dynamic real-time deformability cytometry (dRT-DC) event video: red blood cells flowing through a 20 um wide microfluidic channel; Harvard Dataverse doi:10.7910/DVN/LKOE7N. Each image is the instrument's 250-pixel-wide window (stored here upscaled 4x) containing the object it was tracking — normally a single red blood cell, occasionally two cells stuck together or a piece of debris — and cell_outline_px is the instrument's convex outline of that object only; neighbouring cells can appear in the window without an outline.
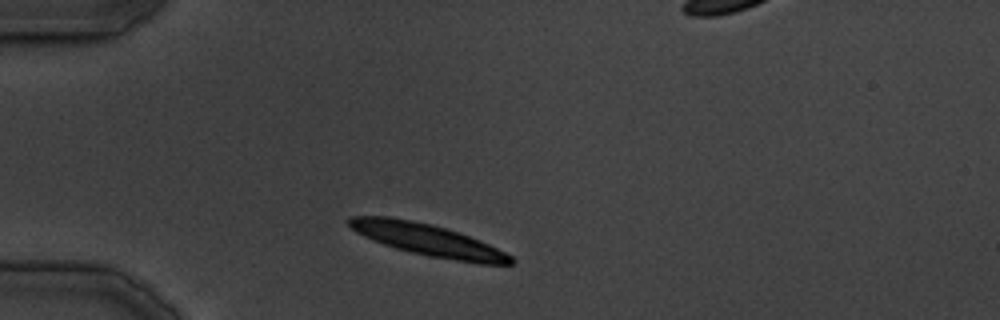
{"species": "common noctule bat (a hibernating species)", "species_latin": "Nyctalus noctula", "temperature_condition": "cold", "stored_images_in_passage": 32, "segment_of_instrument_passage": [1, 2], "camera_frame_rate_fps": 3000, "um_per_image_px": 0.085, "animal": {"sex": "male", "body_mass_g": 19.5, "forearm_length_mm": 54.6}, "frame": {"image": 1, "passage_image": 1, "time_ms": 0.0, "image_size_px": [1000, 320], "cell_outline_px": [[516, 260], [512, 264], [480, 264], [428, 256], [396, 248], [372, 240], [356, 232], [348, 224], [348, 216], [388, 216], [412, 220], [432, 224], [480, 240], [512, 256]], "centroid_in_image_um": [36.35, 20.39], "position_along_channel_um": 48.6, "area_um2": 29.77}}